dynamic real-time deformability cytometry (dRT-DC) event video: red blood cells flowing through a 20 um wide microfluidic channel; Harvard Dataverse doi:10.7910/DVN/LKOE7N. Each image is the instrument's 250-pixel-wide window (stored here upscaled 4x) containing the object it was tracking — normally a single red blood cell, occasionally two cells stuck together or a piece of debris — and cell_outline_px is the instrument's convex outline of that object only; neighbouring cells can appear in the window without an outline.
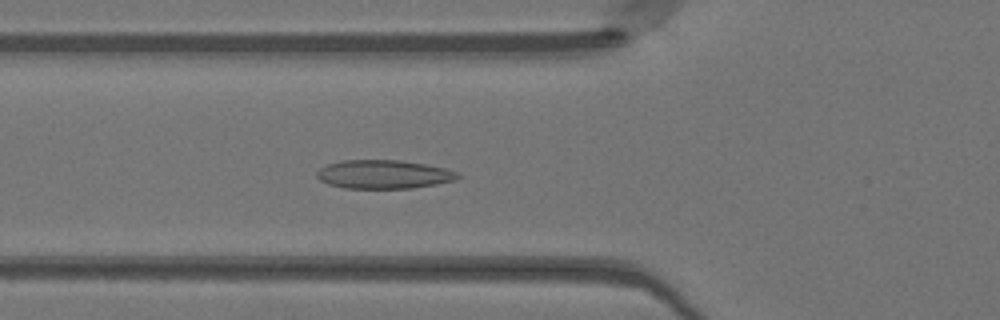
{"species": "Egyptian fruit bat (a non-hibernating species)", "species_latin": "Rousettus aegyptiacus", "temperature_condition": "warm", "stored_images_in_passage": 49, "camera_frame_rate_fps": 3000, "um_per_image_px": 0.085, "animal": {"sex": "female"}, "frame": {"image": 1, "passage_image": 18, "time_ms": 5.667, "image_size_px": [1000, 320], "cell_outline_px": [[460, 176], [456, 180], [436, 184], [412, 188], [344, 188], [328, 184], [320, 180], [316, 176], [316, 172], [320, 168], [328, 164], [340, 160], [400, 160], [424, 164], [444, 168], [456, 172]], "centroid_in_image_um": [32.58, 14.82], "position_along_channel_um": 93.2, "area_um2": 23.47}}
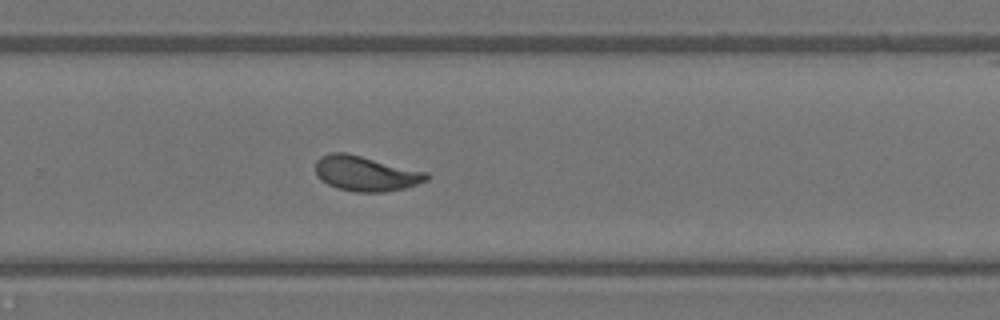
{"frame": {"image": 2, "passage_image": 33, "time_ms": 10.667, "image_size_px": [1000, 320], "cell_outline_px": [[432, 176], [428, 180], [404, 188], [384, 192], [356, 192], [336, 188], [320, 180], [316, 176], [316, 160], [320, 156], [328, 152], [348, 152], [428, 172]], "centroid_in_image_um": [31.08, 14.73], "position_along_channel_um": 298.7, "area_um2": 23.12}}
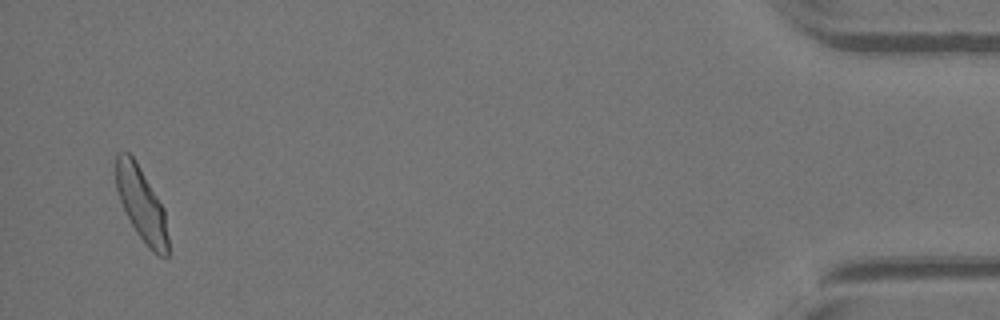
{"frame": {"image": 3, "passage_image": 48, "time_ms": 15.667, "image_size_px": [1000, 320], "cell_outline_px": [[168, 256], [160, 256], [148, 248], [136, 232], [120, 200], [116, 188], [116, 152], [128, 152], [132, 156], [164, 208], [168, 236]], "centroid_in_image_um": [12.03, 17.38], "position_along_channel_um": 423.2, "area_um2": 21.91}, "authors_computed_cell_mechanics": {"area_um2": 22.8888, "velocity_mm_per_s": 4.1164, "shape_relaxation_time_tau1_ms": 4.4661, "shape_relaxation_time_tau2_ms": 0.8073, "deformation_change_tau1": 0.1684, "deformation_change_tau2": 0.0727}}